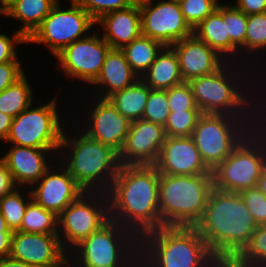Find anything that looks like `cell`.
Returning <instances> with one entry per match:
<instances>
[{
	"instance_id": "cell-3",
	"label": "cell",
	"mask_w": 266,
	"mask_h": 267,
	"mask_svg": "<svg viewBox=\"0 0 266 267\" xmlns=\"http://www.w3.org/2000/svg\"><path fill=\"white\" fill-rule=\"evenodd\" d=\"M139 241V267H225L196 227L162 226Z\"/></svg>"
},
{
	"instance_id": "cell-7",
	"label": "cell",
	"mask_w": 266,
	"mask_h": 267,
	"mask_svg": "<svg viewBox=\"0 0 266 267\" xmlns=\"http://www.w3.org/2000/svg\"><path fill=\"white\" fill-rule=\"evenodd\" d=\"M139 240L132 231L110 219L78 244L76 251H70L76 252L73 255L77 257L69 254V267L76 263L79 267H139ZM71 257L76 258L75 266Z\"/></svg>"
},
{
	"instance_id": "cell-50",
	"label": "cell",
	"mask_w": 266,
	"mask_h": 267,
	"mask_svg": "<svg viewBox=\"0 0 266 267\" xmlns=\"http://www.w3.org/2000/svg\"><path fill=\"white\" fill-rule=\"evenodd\" d=\"M1 232H13L10 230V228L7 226L6 220L0 213V233Z\"/></svg>"
},
{
	"instance_id": "cell-12",
	"label": "cell",
	"mask_w": 266,
	"mask_h": 267,
	"mask_svg": "<svg viewBox=\"0 0 266 267\" xmlns=\"http://www.w3.org/2000/svg\"><path fill=\"white\" fill-rule=\"evenodd\" d=\"M70 3L71 7L64 10L58 1L27 43L45 44L56 56L69 44L87 37L96 21L75 0Z\"/></svg>"
},
{
	"instance_id": "cell-49",
	"label": "cell",
	"mask_w": 266,
	"mask_h": 267,
	"mask_svg": "<svg viewBox=\"0 0 266 267\" xmlns=\"http://www.w3.org/2000/svg\"><path fill=\"white\" fill-rule=\"evenodd\" d=\"M20 0H0V7L6 13Z\"/></svg>"
},
{
	"instance_id": "cell-16",
	"label": "cell",
	"mask_w": 266,
	"mask_h": 267,
	"mask_svg": "<svg viewBox=\"0 0 266 267\" xmlns=\"http://www.w3.org/2000/svg\"><path fill=\"white\" fill-rule=\"evenodd\" d=\"M166 134L163 126L143 119L130 123L122 150L121 165H154L159 157Z\"/></svg>"
},
{
	"instance_id": "cell-32",
	"label": "cell",
	"mask_w": 266,
	"mask_h": 267,
	"mask_svg": "<svg viewBox=\"0 0 266 267\" xmlns=\"http://www.w3.org/2000/svg\"><path fill=\"white\" fill-rule=\"evenodd\" d=\"M216 10L222 15L223 22H226V29L230 42L239 50V52L240 50L246 51L248 15L241 10H238L234 4H219Z\"/></svg>"
},
{
	"instance_id": "cell-21",
	"label": "cell",
	"mask_w": 266,
	"mask_h": 267,
	"mask_svg": "<svg viewBox=\"0 0 266 267\" xmlns=\"http://www.w3.org/2000/svg\"><path fill=\"white\" fill-rule=\"evenodd\" d=\"M1 158L17 187L32 186L50 168L46 156L56 150L13 145ZM47 153V154H46Z\"/></svg>"
},
{
	"instance_id": "cell-18",
	"label": "cell",
	"mask_w": 266,
	"mask_h": 267,
	"mask_svg": "<svg viewBox=\"0 0 266 267\" xmlns=\"http://www.w3.org/2000/svg\"><path fill=\"white\" fill-rule=\"evenodd\" d=\"M154 166L159 174L183 176L212 174L203 162L191 136H166Z\"/></svg>"
},
{
	"instance_id": "cell-14",
	"label": "cell",
	"mask_w": 266,
	"mask_h": 267,
	"mask_svg": "<svg viewBox=\"0 0 266 267\" xmlns=\"http://www.w3.org/2000/svg\"><path fill=\"white\" fill-rule=\"evenodd\" d=\"M86 35L87 37L66 46L56 58L65 76L93 84L111 46L97 34Z\"/></svg>"
},
{
	"instance_id": "cell-10",
	"label": "cell",
	"mask_w": 266,
	"mask_h": 267,
	"mask_svg": "<svg viewBox=\"0 0 266 267\" xmlns=\"http://www.w3.org/2000/svg\"><path fill=\"white\" fill-rule=\"evenodd\" d=\"M32 104L12 119L10 132L5 141L13 145L58 150L63 135L64 122L60 123L57 113V100L53 98L46 104ZM33 108V109H32ZM63 127V128H62Z\"/></svg>"
},
{
	"instance_id": "cell-8",
	"label": "cell",
	"mask_w": 266,
	"mask_h": 267,
	"mask_svg": "<svg viewBox=\"0 0 266 267\" xmlns=\"http://www.w3.org/2000/svg\"><path fill=\"white\" fill-rule=\"evenodd\" d=\"M255 118L257 120H254ZM258 119L257 114L254 116L202 114L191 138L205 165L213 171L251 132L250 130L257 127Z\"/></svg>"
},
{
	"instance_id": "cell-15",
	"label": "cell",
	"mask_w": 266,
	"mask_h": 267,
	"mask_svg": "<svg viewBox=\"0 0 266 267\" xmlns=\"http://www.w3.org/2000/svg\"><path fill=\"white\" fill-rule=\"evenodd\" d=\"M66 252L58 234L13 231L9 256L34 267H69Z\"/></svg>"
},
{
	"instance_id": "cell-28",
	"label": "cell",
	"mask_w": 266,
	"mask_h": 267,
	"mask_svg": "<svg viewBox=\"0 0 266 267\" xmlns=\"http://www.w3.org/2000/svg\"><path fill=\"white\" fill-rule=\"evenodd\" d=\"M164 45L158 40L140 35L121 48L132 70L141 77L151 66Z\"/></svg>"
},
{
	"instance_id": "cell-20",
	"label": "cell",
	"mask_w": 266,
	"mask_h": 267,
	"mask_svg": "<svg viewBox=\"0 0 266 267\" xmlns=\"http://www.w3.org/2000/svg\"><path fill=\"white\" fill-rule=\"evenodd\" d=\"M179 61L184 82L209 75L220 69L227 61L194 34L171 45Z\"/></svg>"
},
{
	"instance_id": "cell-42",
	"label": "cell",
	"mask_w": 266,
	"mask_h": 267,
	"mask_svg": "<svg viewBox=\"0 0 266 267\" xmlns=\"http://www.w3.org/2000/svg\"><path fill=\"white\" fill-rule=\"evenodd\" d=\"M21 66L20 61L0 63V93L25 74Z\"/></svg>"
},
{
	"instance_id": "cell-4",
	"label": "cell",
	"mask_w": 266,
	"mask_h": 267,
	"mask_svg": "<svg viewBox=\"0 0 266 267\" xmlns=\"http://www.w3.org/2000/svg\"><path fill=\"white\" fill-rule=\"evenodd\" d=\"M213 188V174H159L161 227H195L204 215Z\"/></svg>"
},
{
	"instance_id": "cell-38",
	"label": "cell",
	"mask_w": 266,
	"mask_h": 267,
	"mask_svg": "<svg viewBox=\"0 0 266 267\" xmlns=\"http://www.w3.org/2000/svg\"><path fill=\"white\" fill-rule=\"evenodd\" d=\"M167 102L170 112L200 110L193 97L192 89L188 82H183L166 90Z\"/></svg>"
},
{
	"instance_id": "cell-29",
	"label": "cell",
	"mask_w": 266,
	"mask_h": 267,
	"mask_svg": "<svg viewBox=\"0 0 266 267\" xmlns=\"http://www.w3.org/2000/svg\"><path fill=\"white\" fill-rule=\"evenodd\" d=\"M31 86L24 74L14 84L0 93V112L17 117L33 100Z\"/></svg>"
},
{
	"instance_id": "cell-6",
	"label": "cell",
	"mask_w": 266,
	"mask_h": 267,
	"mask_svg": "<svg viewBox=\"0 0 266 267\" xmlns=\"http://www.w3.org/2000/svg\"><path fill=\"white\" fill-rule=\"evenodd\" d=\"M230 63L227 62L228 65L225 63L220 69L212 74L200 76L188 82L192 89L195 102L202 114L253 116L254 113L256 114L259 112L256 110L257 108L254 107V99H252L246 92L249 88V86H247L248 84H251L250 87L253 86L252 83H250V80H248L249 76L248 78L246 77V75L249 74L245 72L244 77V69H241V72L240 69L233 64L235 62L232 61ZM234 67L238 70H234ZM237 71L240 72L237 73ZM238 74H240V76ZM241 77L242 79L244 78V81ZM245 80L249 81V83L245 82ZM246 83V86H242Z\"/></svg>"
},
{
	"instance_id": "cell-5",
	"label": "cell",
	"mask_w": 266,
	"mask_h": 267,
	"mask_svg": "<svg viewBox=\"0 0 266 267\" xmlns=\"http://www.w3.org/2000/svg\"><path fill=\"white\" fill-rule=\"evenodd\" d=\"M65 134L63 131L60 151L70 150L67 162L62 161L64 167L85 192L107 193L121 166L119 153L83 132L73 138Z\"/></svg>"
},
{
	"instance_id": "cell-24",
	"label": "cell",
	"mask_w": 266,
	"mask_h": 267,
	"mask_svg": "<svg viewBox=\"0 0 266 267\" xmlns=\"http://www.w3.org/2000/svg\"><path fill=\"white\" fill-rule=\"evenodd\" d=\"M140 79L152 90H167L183 83L175 50L164 46Z\"/></svg>"
},
{
	"instance_id": "cell-17",
	"label": "cell",
	"mask_w": 266,
	"mask_h": 267,
	"mask_svg": "<svg viewBox=\"0 0 266 267\" xmlns=\"http://www.w3.org/2000/svg\"><path fill=\"white\" fill-rule=\"evenodd\" d=\"M52 168L50 165V168L41 179L31 186L30 189L32 190L30 191L32 199L37 204L59 216L65 208L77 200L85 191L62 163L57 172Z\"/></svg>"
},
{
	"instance_id": "cell-31",
	"label": "cell",
	"mask_w": 266,
	"mask_h": 267,
	"mask_svg": "<svg viewBox=\"0 0 266 267\" xmlns=\"http://www.w3.org/2000/svg\"><path fill=\"white\" fill-rule=\"evenodd\" d=\"M227 267H266V225L257 226L249 244Z\"/></svg>"
},
{
	"instance_id": "cell-25",
	"label": "cell",
	"mask_w": 266,
	"mask_h": 267,
	"mask_svg": "<svg viewBox=\"0 0 266 267\" xmlns=\"http://www.w3.org/2000/svg\"><path fill=\"white\" fill-rule=\"evenodd\" d=\"M193 34L199 40L203 41L210 48L215 50L227 62H239L235 58L239 56L237 54L239 50L230 42L229 35L226 29V22H223V17L217 10H215L212 14L208 15L193 30ZM232 53L235 54L234 57ZM230 58H233L234 60H230Z\"/></svg>"
},
{
	"instance_id": "cell-33",
	"label": "cell",
	"mask_w": 266,
	"mask_h": 267,
	"mask_svg": "<svg viewBox=\"0 0 266 267\" xmlns=\"http://www.w3.org/2000/svg\"><path fill=\"white\" fill-rule=\"evenodd\" d=\"M20 189L17 187L11 193L5 195L0 199V213L6 220L7 226L11 231H18L21 228V223L25 214L28 203L32 200V194L30 190L29 198L24 199Z\"/></svg>"
},
{
	"instance_id": "cell-13",
	"label": "cell",
	"mask_w": 266,
	"mask_h": 267,
	"mask_svg": "<svg viewBox=\"0 0 266 267\" xmlns=\"http://www.w3.org/2000/svg\"><path fill=\"white\" fill-rule=\"evenodd\" d=\"M141 12V35L171 46L193 34L186 22L179 1L149 0L139 4Z\"/></svg>"
},
{
	"instance_id": "cell-51",
	"label": "cell",
	"mask_w": 266,
	"mask_h": 267,
	"mask_svg": "<svg viewBox=\"0 0 266 267\" xmlns=\"http://www.w3.org/2000/svg\"><path fill=\"white\" fill-rule=\"evenodd\" d=\"M258 113H260L261 115H259V118L260 119H258V120H260V121H258L259 122V127L262 129V131L266 134V115L263 117V115H264V112L262 113V110H261V112L259 111ZM263 114V115H262ZM260 116H262V118H264V121H262L263 119L260 117ZM265 122V123H264ZM262 123H264V126H260V125H263ZM265 129V130H264Z\"/></svg>"
},
{
	"instance_id": "cell-52",
	"label": "cell",
	"mask_w": 266,
	"mask_h": 267,
	"mask_svg": "<svg viewBox=\"0 0 266 267\" xmlns=\"http://www.w3.org/2000/svg\"><path fill=\"white\" fill-rule=\"evenodd\" d=\"M134 2V4H140L142 2H146V1H149V0H132Z\"/></svg>"
},
{
	"instance_id": "cell-43",
	"label": "cell",
	"mask_w": 266,
	"mask_h": 267,
	"mask_svg": "<svg viewBox=\"0 0 266 267\" xmlns=\"http://www.w3.org/2000/svg\"><path fill=\"white\" fill-rule=\"evenodd\" d=\"M234 6L248 16L266 12V0H236Z\"/></svg>"
},
{
	"instance_id": "cell-45",
	"label": "cell",
	"mask_w": 266,
	"mask_h": 267,
	"mask_svg": "<svg viewBox=\"0 0 266 267\" xmlns=\"http://www.w3.org/2000/svg\"><path fill=\"white\" fill-rule=\"evenodd\" d=\"M13 232L0 233V258L8 257L11 250V239Z\"/></svg>"
},
{
	"instance_id": "cell-40",
	"label": "cell",
	"mask_w": 266,
	"mask_h": 267,
	"mask_svg": "<svg viewBox=\"0 0 266 267\" xmlns=\"http://www.w3.org/2000/svg\"><path fill=\"white\" fill-rule=\"evenodd\" d=\"M95 21L111 11L134 5L132 0H75Z\"/></svg>"
},
{
	"instance_id": "cell-30",
	"label": "cell",
	"mask_w": 266,
	"mask_h": 267,
	"mask_svg": "<svg viewBox=\"0 0 266 267\" xmlns=\"http://www.w3.org/2000/svg\"><path fill=\"white\" fill-rule=\"evenodd\" d=\"M18 231L26 233L58 234V216L45 210L33 199L28 203Z\"/></svg>"
},
{
	"instance_id": "cell-26",
	"label": "cell",
	"mask_w": 266,
	"mask_h": 267,
	"mask_svg": "<svg viewBox=\"0 0 266 267\" xmlns=\"http://www.w3.org/2000/svg\"><path fill=\"white\" fill-rule=\"evenodd\" d=\"M151 88L140 78L123 90L111 94L107 99L129 121L142 119Z\"/></svg>"
},
{
	"instance_id": "cell-19",
	"label": "cell",
	"mask_w": 266,
	"mask_h": 267,
	"mask_svg": "<svg viewBox=\"0 0 266 267\" xmlns=\"http://www.w3.org/2000/svg\"><path fill=\"white\" fill-rule=\"evenodd\" d=\"M92 103L88 128L82 130L89 138L112 147L118 153L122 150L131 121L124 117L107 98H98ZM96 104V105H95Z\"/></svg>"
},
{
	"instance_id": "cell-35",
	"label": "cell",
	"mask_w": 266,
	"mask_h": 267,
	"mask_svg": "<svg viewBox=\"0 0 266 267\" xmlns=\"http://www.w3.org/2000/svg\"><path fill=\"white\" fill-rule=\"evenodd\" d=\"M170 114L166 90H150L142 119L165 126Z\"/></svg>"
},
{
	"instance_id": "cell-23",
	"label": "cell",
	"mask_w": 266,
	"mask_h": 267,
	"mask_svg": "<svg viewBox=\"0 0 266 267\" xmlns=\"http://www.w3.org/2000/svg\"><path fill=\"white\" fill-rule=\"evenodd\" d=\"M140 77L132 70L121 49H110L102 70L92 85H100L105 92L99 98H107L116 91L123 90ZM107 87V89H106Z\"/></svg>"
},
{
	"instance_id": "cell-41",
	"label": "cell",
	"mask_w": 266,
	"mask_h": 267,
	"mask_svg": "<svg viewBox=\"0 0 266 267\" xmlns=\"http://www.w3.org/2000/svg\"><path fill=\"white\" fill-rule=\"evenodd\" d=\"M14 35L8 37L0 34V63L19 61L17 60L16 44L27 43V39L17 30Z\"/></svg>"
},
{
	"instance_id": "cell-39",
	"label": "cell",
	"mask_w": 266,
	"mask_h": 267,
	"mask_svg": "<svg viewBox=\"0 0 266 267\" xmlns=\"http://www.w3.org/2000/svg\"><path fill=\"white\" fill-rule=\"evenodd\" d=\"M246 208L258 226L266 225V196L256 186L239 192Z\"/></svg>"
},
{
	"instance_id": "cell-53",
	"label": "cell",
	"mask_w": 266,
	"mask_h": 267,
	"mask_svg": "<svg viewBox=\"0 0 266 267\" xmlns=\"http://www.w3.org/2000/svg\"><path fill=\"white\" fill-rule=\"evenodd\" d=\"M0 15H6V13L0 7Z\"/></svg>"
},
{
	"instance_id": "cell-47",
	"label": "cell",
	"mask_w": 266,
	"mask_h": 267,
	"mask_svg": "<svg viewBox=\"0 0 266 267\" xmlns=\"http://www.w3.org/2000/svg\"><path fill=\"white\" fill-rule=\"evenodd\" d=\"M0 267H34L20 260H16L10 256L0 258Z\"/></svg>"
},
{
	"instance_id": "cell-34",
	"label": "cell",
	"mask_w": 266,
	"mask_h": 267,
	"mask_svg": "<svg viewBox=\"0 0 266 267\" xmlns=\"http://www.w3.org/2000/svg\"><path fill=\"white\" fill-rule=\"evenodd\" d=\"M201 115L202 112L200 110L170 112L167 123L164 126L166 136H191Z\"/></svg>"
},
{
	"instance_id": "cell-27",
	"label": "cell",
	"mask_w": 266,
	"mask_h": 267,
	"mask_svg": "<svg viewBox=\"0 0 266 267\" xmlns=\"http://www.w3.org/2000/svg\"><path fill=\"white\" fill-rule=\"evenodd\" d=\"M58 1L60 0H20L5 16L21 20L23 26L18 31L28 39Z\"/></svg>"
},
{
	"instance_id": "cell-9",
	"label": "cell",
	"mask_w": 266,
	"mask_h": 267,
	"mask_svg": "<svg viewBox=\"0 0 266 267\" xmlns=\"http://www.w3.org/2000/svg\"><path fill=\"white\" fill-rule=\"evenodd\" d=\"M266 165V134L258 126L213 171L217 190L239 193L256 187Z\"/></svg>"
},
{
	"instance_id": "cell-1",
	"label": "cell",
	"mask_w": 266,
	"mask_h": 267,
	"mask_svg": "<svg viewBox=\"0 0 266 267\" xmlns=\"http://www.w3.org/2000/svg\"><path fill=\"white\" fill-rule=\"evenodd\" d=\"M107 195L110 219L139 239L161 227L159 173L154 165H121Z\"/></svg>"
},
{
	"instance_id": "cell-36",
	"label": "cell",
	"mask_w": 266,
	"mask_h": 267,
	"mask_svg": "<svg viewBox=\"0 0 266 267\" xmlns=\"http://www.w3.org/2000/svg\"><path fill=\"white\" fill-rule=\"evenodd\" d=\"M181 12L194 30L220 4L218 0H179Z\"/></svg>"
},
{
	"instance_id": "cell-48",
	"label": "cell",
	"mask_w": 266,
	"mask_h": 267,
	"mask_svg": "<svg viewBox=\"0 0 266 267\" xmlns=\"http://www.w3.org/2000/svg\"><path fill=\"white\" fill-rule=\"evenodd\" d=\"M257 187L265 194L266 196V165L262 170L261 176L258 180Z\"/></svg>"
},
{
	"instance_id": "cell-46",
	"label": "cell",
	"mask_w": 266,
	"mask_h": 267,
	"mask_svg": "<svg viewBox=\"0 0 266 267\" xmlns=\"http://www.w3.org/2000/svg\"><path fill=\"white\" fill-rule=\"evenodd\" d=\"M12 117L3 112H0V139L6 140L10 132Z\"/></svg>"
},
{
	"instance_id": "cell-37",
	"label": "cell",
	"mask_w": 266,
	"mask_h": 267,
	"mask_svg": "<svg viewBox=\"0 0 266 267\" xmlns=\"http://www.w3.org/2000/svg\"><path fill=\"white\" fill-rule=\"evenodd\" d=\"M266 50V12L248 16L246 29V52Z\"/></svg>"
},
{
	"instance_id": "cell-11",
	"label": "cell",
	"mask_w": 266,
	"mask_h": 267,
	"mask_svg": "<svg viewBox=\"0 0 266 267\" xmlns=\"http://www.w3.org/2000/svg\"><path fill=\"white\" fill-rule=\"evenodd\" d=\"M109 220L110 210L107 193L84 192L58 216V236L63 249L65 251L68 248V250H74L78 244ZM71 246L72 249H70Z\"/></svg>"
},
{
	"instance_id": "cell-22",
	"label": "cell",
	"mask_w": 266,
	"mask_h": 267,
	"mask_svg": "<svg viewBox=\"0 0 266 267\" xmlns=\"http://www.w3.org/2000/svg\"><path fill=\"white\" fill-rule=\"evenodd\" d=\"M96 24L102 26L103 39L112 49H121L141 35L139 4L104 14Z\"/></svg>"
},
{
	"instance_id": "cell-2",
	"label": "cell",
	"mask_w": 266,
	"mask_h": 267,
	"mask_svg": "<svg viewBox=\"0 0 266 267\" xmlns=\"http://www.w3.org/2000/svg\"><path fill=\"white\" fill-rule=\"evenodd\" d=\"M257 226L239 193L213 188L195 227L213 255L227 267L249 244Z\"/></svg>"
},
{
	"instance_id": "cell-44",
	"label": "cell",
	"mask_w": 266,
	"mask_h": 267,
	"mask_svg": "<svg viewBox=\"0 0 266 267\" xmlns=\"http://www.w3.org/2000/svg\"><path fill=\"white\" fill-rule=\"evenodd\" d=\"M17 186L15 185L11 173L6 163L0 158V199L11 193Z\"/></svg>"
}]
</instances>
